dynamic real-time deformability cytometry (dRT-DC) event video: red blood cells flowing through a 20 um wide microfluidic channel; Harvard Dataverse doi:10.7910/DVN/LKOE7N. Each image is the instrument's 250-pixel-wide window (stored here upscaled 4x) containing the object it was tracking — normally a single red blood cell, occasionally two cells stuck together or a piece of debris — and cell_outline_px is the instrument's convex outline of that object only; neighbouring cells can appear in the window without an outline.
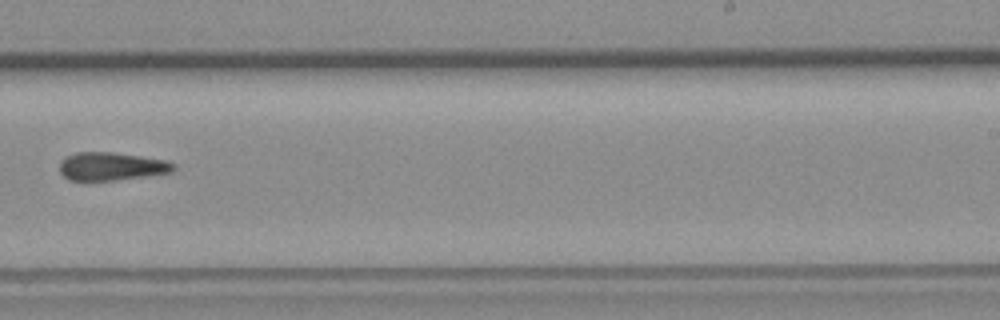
{"species": "common noctule bat (a hibernating species)", "species_latin": "Nyctalus noctula", "temperature_condition": "room temperature", "stored_images_in_passage": 10, "camera_frame_rate_fps": 3000, "um_per_image_px": 0.085, "animal": {"sex": "female", "body_mass_g": 19.3, "forearm_length_mm": 54.1}, "frame": {"image": 1, "passage_image": 9, "time_ms": 10.333, "image_size_px": [1000, 320], "cell_outline_px": [[176, 168], [172, 172], [148, 176], [116, 180], [68, 180], [60, 172], [60, 160], [64, 156], [76, 152], [112, 152], [168, 160], [176, 164]], "centroid_in_image_um": [9.49, 14.13], "position_along_channel_um": 279.5, "area_um2": 18.9}}
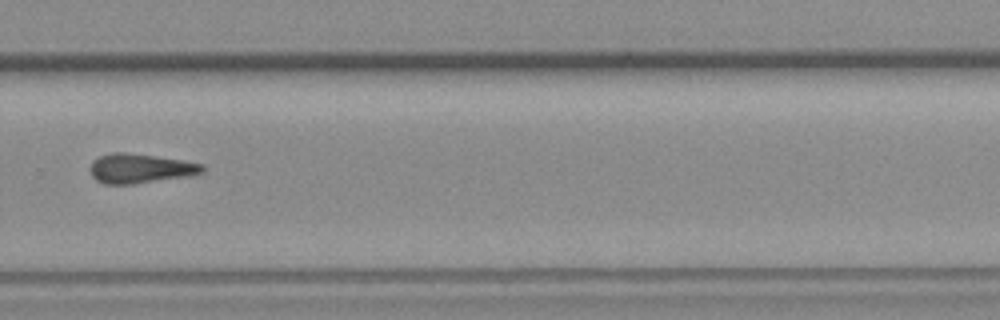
{"frame": {"image": 2, "passage_image": 10, "time_ms": 11.333, "image_size_px": [1000, 320], "cell_outline_px": [[204, 172], [188, 176], [132, 184], [104, 184], [96, 180], [92, 176], [88, 168], [92, 160], [100, 156], [116, 152], [124, 152], [184, 160], [204, 164]], "centroid_in_image_um": [11.89, 14.32], "position_along_channel_um": 317.9, "area_um2": 19.31}}